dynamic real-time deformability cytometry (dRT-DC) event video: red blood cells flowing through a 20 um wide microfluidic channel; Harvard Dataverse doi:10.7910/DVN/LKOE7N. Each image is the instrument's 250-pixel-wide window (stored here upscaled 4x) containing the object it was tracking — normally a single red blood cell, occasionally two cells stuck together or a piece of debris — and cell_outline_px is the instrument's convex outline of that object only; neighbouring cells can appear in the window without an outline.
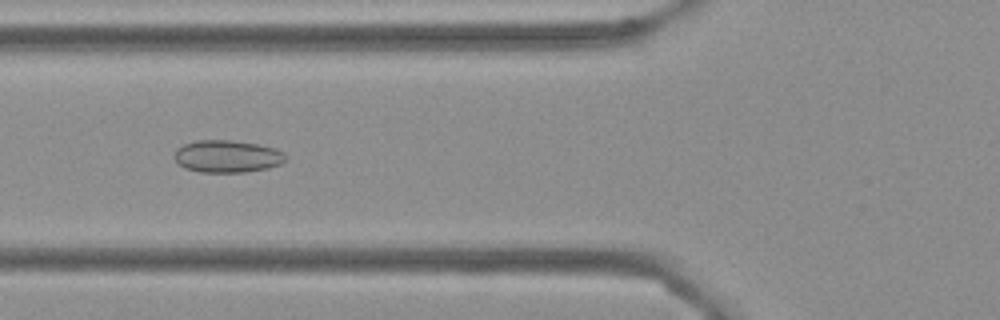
{"species": "Egyptian fruit bat (a non-hibernating species)", "species_latin": "Rousettus aegyptiacus", "temperature_condition": "cold", "stored_images_in_passage": 7, "camera_frame_rate_fps": 3000, "um_per_image_px": 0.085, "frame": {"image": 1, "passage_image": 5, "time_ms": 1.333, "image_size_px": [1000, 320], "cell_outline_px": [[288, 156], [280, 164], [268, 168], [244, 172], [200, 172], [184, 168], [172, 156], [176, 148], [184, 144], [196, 140], [232, 140], [256, 144], [276, 148], [284, 152]], "centroid_in_image_um": [19.3, 13.28], "position_along_channel_um": 106.5, "area_um2": 21.1}}
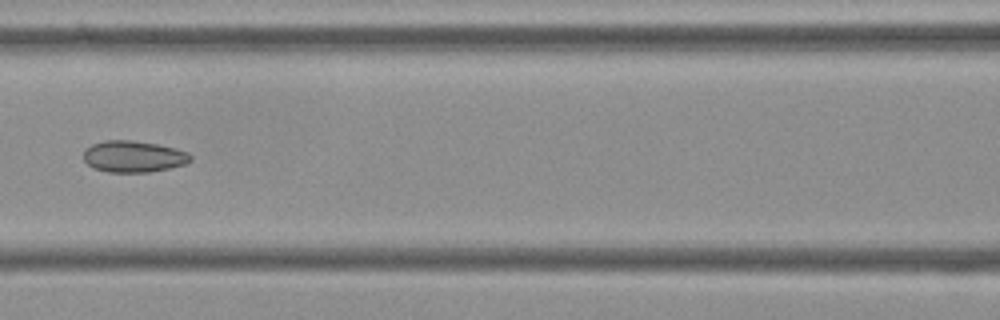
{"frame": {"image": 2, "passage_image": 6, "time_ms": 1.667, "image_size_px": [1000, 320], "cell_outline_px": [[192, 160], [184, 164], [168, 168], [148, 172], [108, 172], [92, 168], [84, 160], [84, 148], [92, 144], [104, 140], [132, 140], [156, 144], [176, 148], [188, 152], [192, 156]], "centroid_in_image_um": [11.33, 13.29], "position_along_channel_um": 155.3, "area_um2": 19.71}}
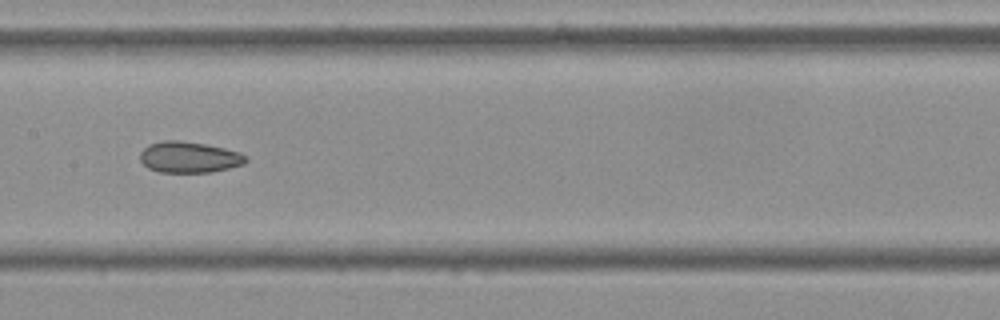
{"frame": {"image": 3, "passage_image": 7, "time_ms": 2.0, "image_size_px": [1000, 320], "cell_outline_px": [[248, 160], [244, 164], [212, 172], [160, 172], [148, 168], [140, 160], [140, 152], [148, 144], [164, 140], [180, 140], [204, 144], [224, 148], [240, 152], [248, 156]], "centroid_in_image_um": [16.08, 13.35], "position_along_channel_um": 191.3, "area_um2": 19.25}}